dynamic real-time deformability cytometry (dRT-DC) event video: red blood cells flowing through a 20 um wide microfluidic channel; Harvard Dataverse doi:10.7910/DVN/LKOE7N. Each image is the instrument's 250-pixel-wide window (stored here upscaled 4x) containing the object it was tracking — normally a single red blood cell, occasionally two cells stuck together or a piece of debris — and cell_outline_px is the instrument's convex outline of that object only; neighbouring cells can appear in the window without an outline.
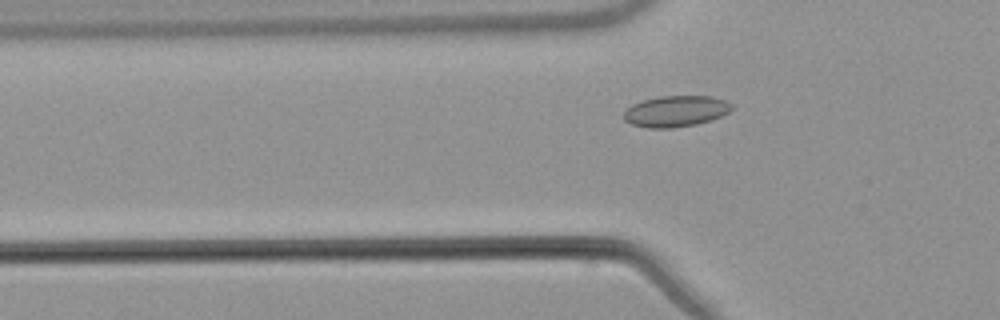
{"species": "common noctule bat (a hibernating species)", "species_latin": "Nyctalus noctula", "temperature_condition": "warm", "stored_images_in_passage": 48, "camera_frame_rate_fps": 3000, "um_per_image_px": 0.085, "animal": {"sex": "male", "body_mass_g": 21.5, "forearm_length_mm": 52.0}, "frame": {"image": 1, "passage_image": 12, "time_ms": 3.667, "image_size_px": [1000, 320], "cell_outline_px": [[732, 108], [728, 112], [720, 116], [696, 124], [672, 128], [648, 128], [632, 124], [624, 120], [624, 112], [632, 104], [644, 100], [660, 96], [712, 96], [724, 100], [732, 104]], "centroid_in_image_um": [57.42, 9.45], "position_along_channel_um": 68.4, "area_um2": 19.36}}
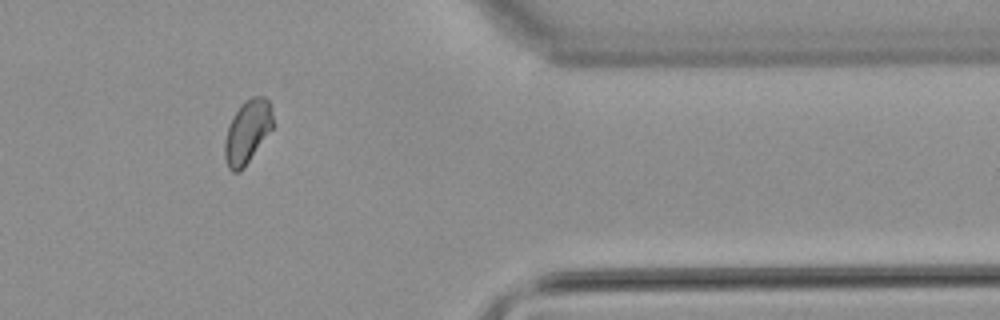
{"frame": {"image": 2, "passage_image": 39, "time_ms": 12.667, "image_size_px": [1000, 320], "cell_outline_px": [[272, 128], [244, 168], [240, 172], [232, 172], [228, 168], [224, 156], [224, 140], [228, 128], [240, 104], [244, 100], [252, 96], [264, 96], [268, 100], [272, 112]], "centroid_in_image_um": [21.01, 11.21], "position_along_channel_um": 390.4, "area_um2": 17.63}}
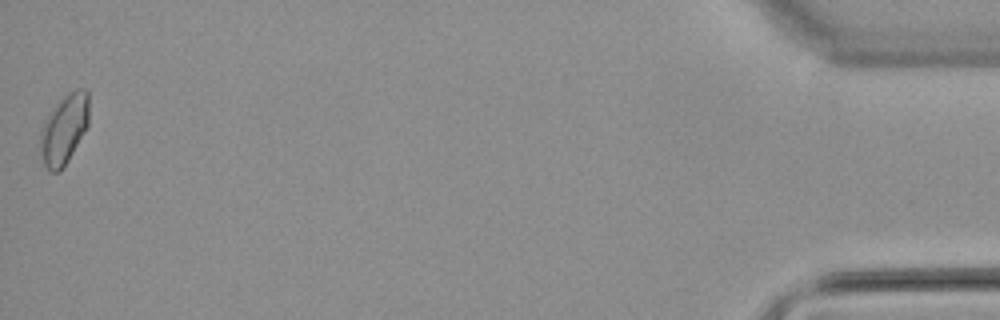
{"frame": {"image": 3, "passage_image": 48, "time_ms": 15.667, "image_size_px": [1000, 320], "cell_outline_px": [[88, 124], [68, 160], [60, 172], [52, 172], [44, 164], [40, 152], [40, 128], [48, 112], [60, 96], [76, 88], [84, 88], [88, 92]], "centroid_in_image_um": [5.42, 10.92], "position_along_channel_um": 429.8, "area_um2": 20.06}, "authors_computed_cell_mechanics": {"area_um2": 18.0047, "velocity_mm_per_s": 3.7881, "shape_relaxation_time_tau1_ms": null, "shape_relaxation_time_tau2_ms": 1.8138, "deformation_change_tau1": null, "deformation_change_tau2": 0.0449}}